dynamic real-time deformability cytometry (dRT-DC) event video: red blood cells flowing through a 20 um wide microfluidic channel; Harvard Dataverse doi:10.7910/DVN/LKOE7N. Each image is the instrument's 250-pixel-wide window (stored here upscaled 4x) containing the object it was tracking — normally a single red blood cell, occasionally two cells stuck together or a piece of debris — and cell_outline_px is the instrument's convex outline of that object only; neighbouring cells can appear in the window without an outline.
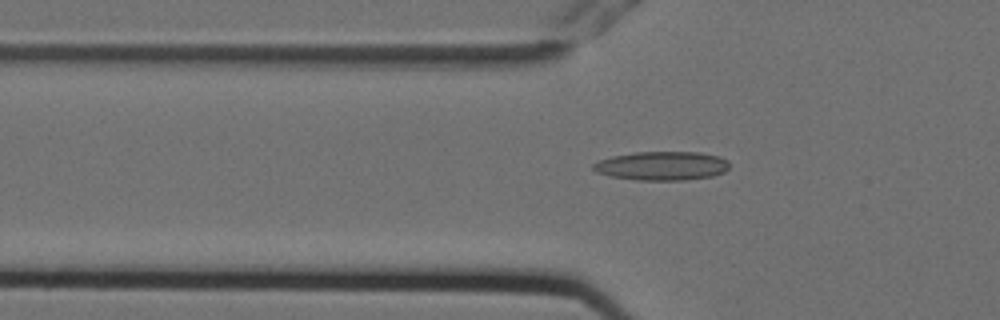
{"species": "Egyptian fruit bat (a non-hibernating species)", "species_latin": "Rousettus aegyptiacus", "temperature_condition": "cold", "stored_images_in_passage": 3, "camera_frame_rate_fps": 3000, "um_per_image_px": 0.085, "animal": {"sex": "female"}, "frame": {"image": 1, "passage_image": 3, "time_ms": 0.667, "image_size_px": [1000, 320], "cell_outline_px": [[728, 168], [724, 172], [712, 176], [684, 180], [636, 180], [612, 176], [596, 172], [592, 168], [592, 164], [600, 160], [612, 156], [636, 152], [700, 152], [720, 156], [728, 160]], "centroid_in_image_um": [56.28, 14.09], "position_along_channel_um": 69.5, "area_um2": 22.89}}